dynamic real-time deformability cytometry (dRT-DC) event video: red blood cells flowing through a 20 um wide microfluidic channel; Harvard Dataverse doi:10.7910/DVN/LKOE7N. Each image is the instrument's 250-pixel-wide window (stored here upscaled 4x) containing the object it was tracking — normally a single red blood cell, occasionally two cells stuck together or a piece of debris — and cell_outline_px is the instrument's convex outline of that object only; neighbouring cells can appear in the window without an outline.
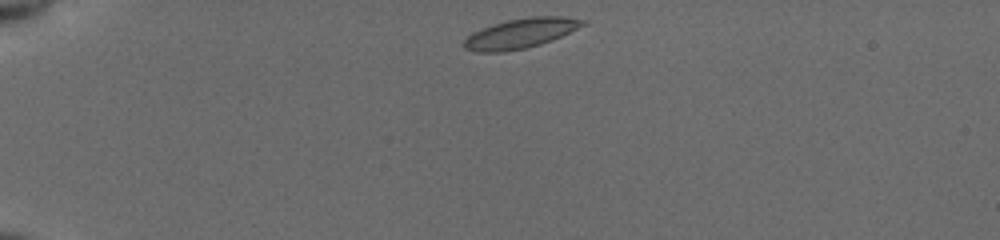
{"species": "common noctule bat (a hibernating species)", "species_latin": "Nyctalus noctula", "temperature_condition": "cold", "stored_images_in_passage": 41, "camera_frame_rate_fps": 3000, "um_per_image_px": 0.085, "animal": {"sex": "female", "body_mass_g": 19.5, "forearm_length_mm": 54.1}, "frame": {"image": 1, "passage_image": 1, "time_ms": 0.0, "image_size_px": [1000, 240], "cell_outline_px": [[588, 24], [552, 40], [540, 44], [524, 48], [504, 52], [476, 52], [464, 48], [464, 40], [472, 32], [492, 24], [508, 20], [532, 16], [564, 16], [588, 20]], "centroid_in_image_um": [44.29, 2.82], "position_along_channel_um": 40.7, "area_um2": 20.75}}
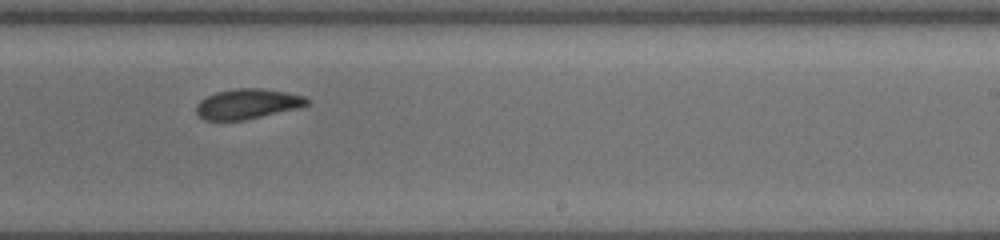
{"frame": {"image": 2, "passage_image": 23, "time_ms": 7.333, "image_size_px": [1000, 240], "cell_outline_px": [[308, 104], [300, 108], [244, 120], [204, 120], [196, 112], [196, 104], [200, 100], [216, 92], [236, 88], [260, 88], [284, 92], [304, 96], [308, 100]], "centroid_in_image_um": [21.02, 8.83], "position_along_channel_um": 268.0, "area_um2": 19.31}}
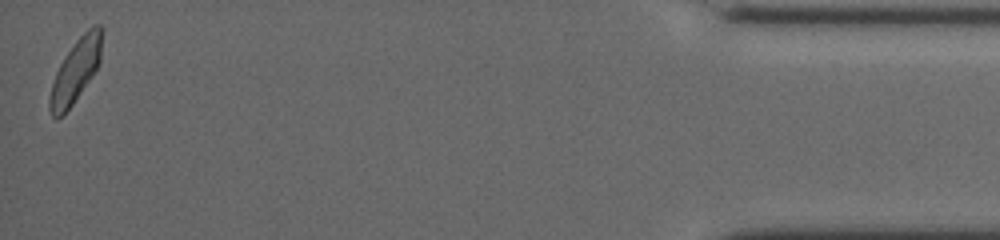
{"frame": {"image": 3, "passage_image": 41, "time_ms": 13.333, "image_size_px": [1000, 240], "cell_outline_px": [[104, 28], [100, 60], [92, 76], [72, 104], [60, 116], [52, 116], [48, 108], [48, 100], [52, 84], [56, 72], [64, 56], [76, 40], [92, 24], [100, 24]], "centroid_in_image_um": [6.45, 5.93], "position_along_channel_um": 428.7, "area_um2": 19.07}, "authors_computed_cell_mechanics": {"area_um2": 19.7676, "velocity_mm_per_s": 3.889, "shape_relaxation_time_tau1_ms": 2.4437, "shape_relaxation_time_tau2_ms": 4.223, "deformation_change_tau1": 0.117, "deformation_change_tau2": 0.0995}}